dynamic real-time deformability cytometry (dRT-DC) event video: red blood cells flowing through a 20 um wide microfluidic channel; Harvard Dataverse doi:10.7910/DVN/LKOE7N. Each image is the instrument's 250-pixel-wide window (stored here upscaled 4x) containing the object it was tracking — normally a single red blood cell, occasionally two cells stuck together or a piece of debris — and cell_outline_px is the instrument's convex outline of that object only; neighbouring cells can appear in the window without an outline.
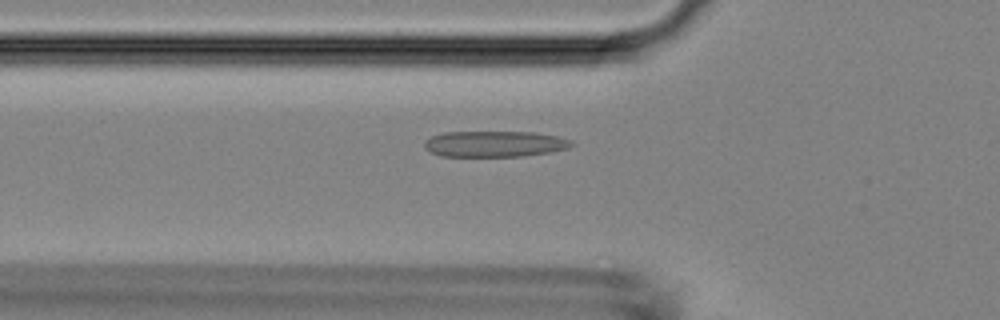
{"species": "Egyptian fruit bat (a non-hibernating species)", "species_latin": "Rousettus aegyptiacus", "temperature_condition": "room temperature", "stored_images_in_passage": 39, "camera_frame_rate_fps": 3000, "um_per_image_px": 0.085, "animal": {"sex": "female"}, "frame": {"image": 1, "passage_image": 10, "time_ms": 3.0, "image_size_px": [1000, 320], "cell_outline_px": [[576, 144], [568, 148], [552, 152], [524, 156], [440, 156], [424, 148], [424, 140], [432, 136], [444, 132], [536, 132], [556, 136], [572, 140]], "centroid_in_image_um": [42.07, 12.23], "position_along_channel_um": 83.7, "area_um2": 22.43}}
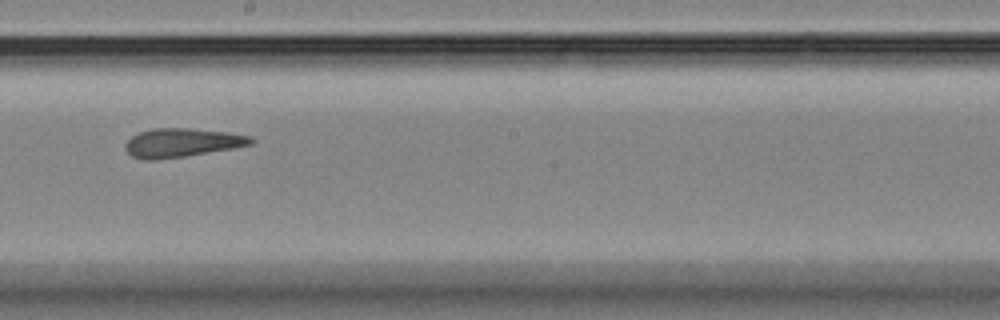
{"frame": {"image": 2, "passage_image": 21, "time_ms": 6.667, "image_size_px": [1000, 320], "cell_outline_px": [[256, 140], [252, 144], [232, 148], [184, 156], [156, 160], [140, 160], [132, 156], [124, 148], [124, 144], [132, 136], [140, 132], [152, 128], [188, 128], [228, 132], [252, 136]], "centroid_in_image_um": [15.45, 12.13], "position_along_channel_um": 232.8, "area_um2": 21.1}}
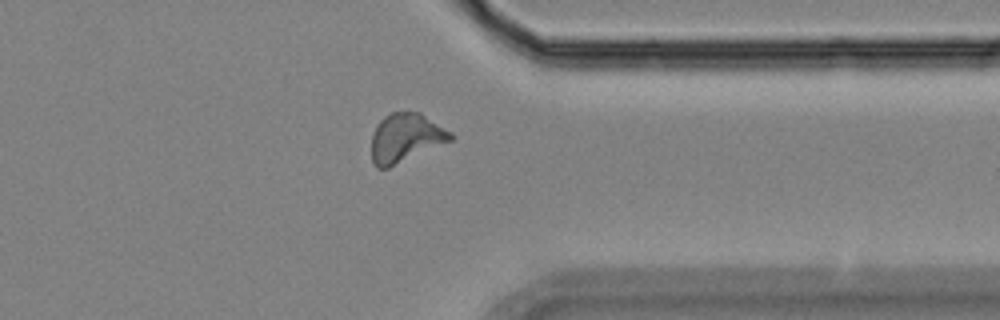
{"frame": {"image": 3, "passage_image": 32, "time_ms": 10.333, "image_size_px": [1000, 320], "cell_outline_px": [[456, 136], [452, 140], [388, 168], [376, 168], [372, 160], [372, 132], [376, 124], [384, 116], [392, 112], [420, 112], [452, 132]], "centroid_in_image_um": [34.48, 11.71], "position_along_channel_um": 376.9, "area_um2": 22.54}}